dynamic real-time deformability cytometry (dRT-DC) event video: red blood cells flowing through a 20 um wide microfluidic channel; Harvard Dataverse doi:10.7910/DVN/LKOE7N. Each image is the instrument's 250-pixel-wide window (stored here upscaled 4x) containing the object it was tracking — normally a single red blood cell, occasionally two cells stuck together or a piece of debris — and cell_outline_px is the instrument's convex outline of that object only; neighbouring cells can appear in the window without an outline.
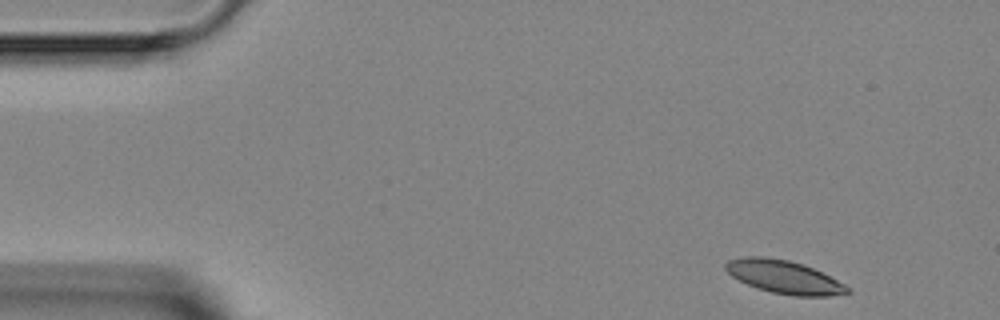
{"species": "Egyptian fruit bat (a non-hibernating species)", "species_latin": "Rousettus aegyptiacus", "temperature_condition": "room temperature", "stored_images_in_passage": 3, "camera_frame_rate_fps": 3000, "um_per_image_px": 0.085, "animal": {"sex": "female"}, "frame": {"image": 1, "passage_image": 1, "time_ms": 0.0, "image_size_px": [1000, 320], "cell_outline_px": [[852, 292], [828, 296], [792, 296], [772, 292], [756, 288], [732, 276], [724, 268], [724, 264], [728, 260], [748, 256], [760, 256], [788, 260], [804, 264], [844, 284]], "centroid_in_image_um": [66.62, 23.54], "position_along_channel_um": 18.4, "area_um2": 23.24}}
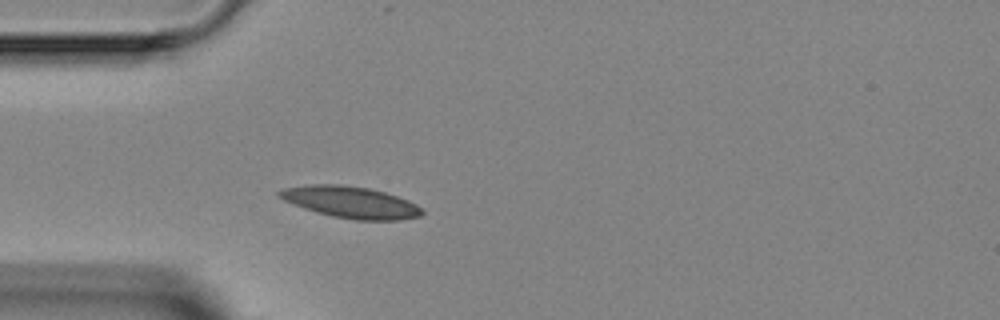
{"frame": {"image": 2, "passage_image": 3, "time_ms": 3.0, "image_size_px": [1000, 320], "cell_outline_px": [[424, 212], [420, 216], [400, 220], [356, 220], [332, 216], [316, 212], [292, 204], [276, 196], [276, 192], [284, 188], [312, 184], [340, 184], [368, 188], [384, 192], [408, 200], [424, 208]], "centroid_in_image_um": [29.8, 17.19], "position_along_channel_um": 55.2, "area_um2": 26.36}}